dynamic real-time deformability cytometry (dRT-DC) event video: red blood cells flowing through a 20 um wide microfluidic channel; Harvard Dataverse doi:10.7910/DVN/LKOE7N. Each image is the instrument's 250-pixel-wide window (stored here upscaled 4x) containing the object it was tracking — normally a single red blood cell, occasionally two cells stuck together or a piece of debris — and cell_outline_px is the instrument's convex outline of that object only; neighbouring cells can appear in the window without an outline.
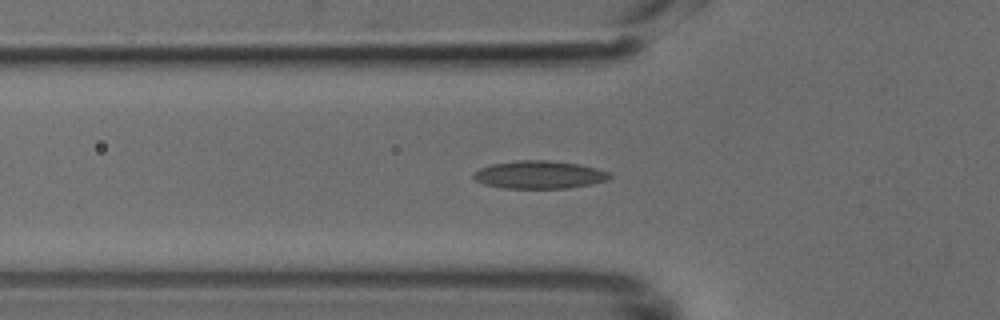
{"species": "common noctule bat (a hibernating species)", "species_latin": "Nyctalus noctula", "temperature_condition": "cold", "stored_images_in_passage": 44, "camera_frame_rate_fps": 3000, "um_per_image_px": 0.085, "animal": {"sex": "male", "body_mass_g": 18.8}, "frame": {"image": 1, "passage_image": 16, "time_ms": 5.0, "image_size_px": [1000, 320], "cell_outline_px": [[612, 176], [608, 180], [592, 184], [568, 188], [504, 188], [484, 184], [476, 180], [472, 176], [480, 168], [492, 164], [516, 160], [548, 160], [580, 164], [596, 168], [608, 172]], "centroid_in_image_um": [45.86, 14.85], "position_along_channel_um": 79.9, "area_um2": 22.08}}
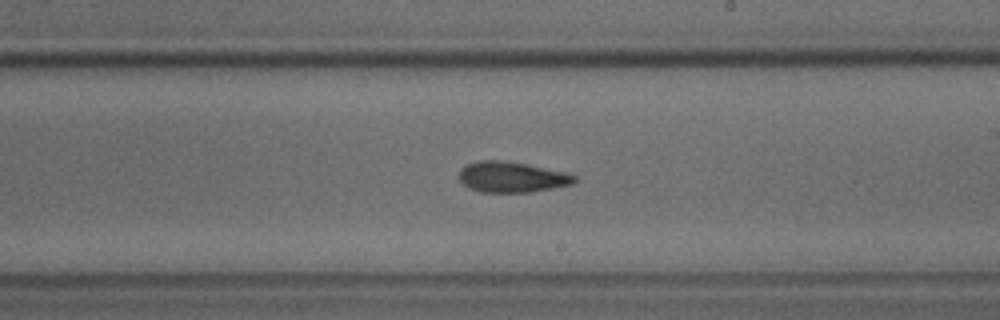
{"frame": {"image": 2, "passage_image": 28, "time_ms": 9.0, "image_size_px": [1000, 320], "cell_outline_px": [[576, 180], [572, 184], [552, 188], [528, 192], [480, 192], [468, 188], [460, 180], [460, 168], [468, 164], [480, 160], [500, 160], [528, 164], [564, 172], [576, 176]], "centroid_in_image_um": [43.48, 15.05], "position_along_channel_um": 245.5, "area_um2": 20.46}}
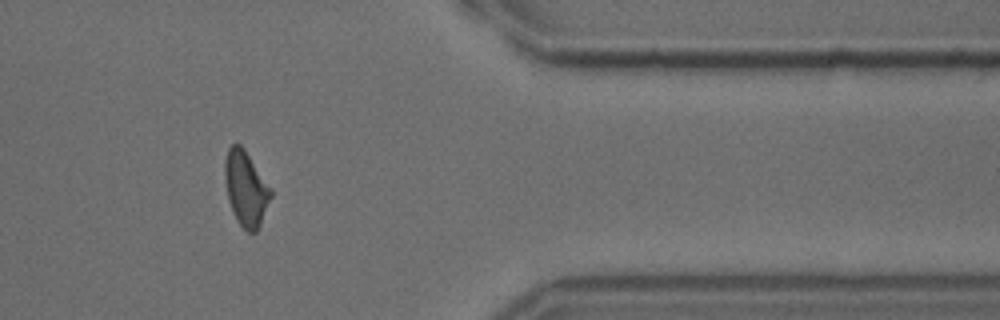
{"frame": {"image": 3, "passage_image": 40, "time_ms": 13.0, "image_size_px": [1000, 320], "cell_outline_px": [[272, 196], [260, 224], [256, 232], [248, 232], [236, 220], [228, 200], [224, 176], [224, 160], [228, 148], [232, 144], [240, 144], [244, 148], [272, 188]], "centroid_in_image_um": [20.89, 16.0], "position_along_channel_um": 390.5, "area_um2": 20.17}}